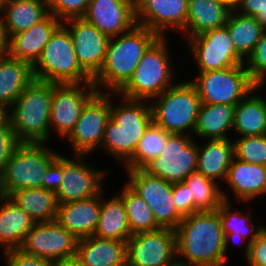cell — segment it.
I'll return each mask as SVG.
<instances>
[{
    "instance_id": "cell-1",
    "label": "cell",
    "mask_w": 266,
    "mask_h": 266,
    "mask_svg": "<svg viewBox=\"0 0 266 266\" xmlns=\"http://www.w3.org/2000/svg\"><path fill=\"white\" fill-rule=\"evenodd\" d=\"M175 232L178 266H225V235L218 210L184 216Z\"/></svg>"
},
{
    "instance_id": "cell-2",
    "label": "cell",
    "mask_w": 266,
    "mask_h": 266,
    "mask_svg": "<svg viewBox=\"0 0 266 266\" xmlns=\"http://www.w3.org/2000/svg\"><path fill=\"white\" fill-rule=\"evenodd\" d=\"M158 38L157 34L138 24L129 31L110 38L102 68L92 79L98 92H103L98 88L102 85L107 87V92L117 93L131 78L144 53Z\"/></svg>"
},
{
    "instance_id": "cell-3",
    "label": "cell",
    "mask_w": 266,
    "mask_h": 266,
    "mask_svg": "<svg viewBox=\"0 0 266 266\" xmlns=\"http://www.w3.org/2000/svg\"><path fill=\"white\" fill-rule=\"evenodd\" d=\"M123 98L121 105L111 103L102 144L111 156L126 163L153 121L149 101Z\"/></svg>"
},
{
    "instance_id": "cell-4",
    "label": "cell",
    "mask_w": 266,
    "mask_h": 266,
    "mask_svg": "<svg viewBox=\"0 0 266 266\" xmlns=\"http://www.w3.org/2000/svg\"><path fill=\"white\" fill-rule=\"evenodd\" d=\"M51 103V82L34 79L22 91L8 115V122L20 143H45L48 140Z\"/></svg>"
},
{
    "instance_id": "cell-5",
    "label": "cell",
    "mask_w": 266,
    "mask_h": 266,
    "mask_svg": "<svg viewBox=\"0 0 266 266\" xmlns=\"http://www.w3.org/2000/svg\"><path fill=\"white\" fill-rule=\"evenodd\" d=\"M67 27L62 22L56 28L40 57L32 65L35 79L56 84L92 82L77 61Z\"/></svg>"
},
{
    "instance_id": "cell-6",
    "label": "cell",
    "mask_w": 266,
    "mask_h": 266,
    "mask_svg": "<svg viewBox=\"0 0 266 266\" xmlns=\"http://www.w3.org/2000/svg\"><path fill=\"white\" fill-rule=\"evenodd\" d=\"M166 38L159 37L144 53L128 82L117 92L128 99L152 100L173 86Z\"/></svg>"
},
{
    "instance_id": "cell-7",
    "label": "cell",
    "mask_w": 266,
    "mask_h": 266,
    "mask_svg": "<svg viewBox=\"0 0 266 266\" xmlns=\"http://www.w3.org/2000/svg\"><path fill=\"white\" fill-rule=\"evenodd\" d=\"M155 101V102H154ZM152 121L171 134L191 135L195 130L200 98L190 81L174 84L153 98ZM189 131L185 133L186 130ZM191 129V130H190Z\"/></svg>"
},
{
    "instance_id": "cell-8",
    "label": "cell",
    "mask_w": 266,
    "mask_h": 266,
    "mask_svg": "<svg viewBox=\"0 0 266 266\" xmlns=\"http://www.w3.org/2000/svg\"><path fill=\"white\" fill-rule=\"evenodd\" d=\"M44 143H20L0 176V195L25 188H43L47 167L59 156Z\"/></svg>"
},
{
    "instance_id": "cell-9",
    "label": "cell",
    "mask_w": 266,
    "mask_h": 266,
    "mask_svg": "<svg viewBox=\"0 0 266 266\" xmlns=\"http://www.w3.org/2000/svg\"><path fill=\"white\" fill-rule=\"evenodd\" d=\"M244 65L222 70L199 72L196 79L190 81L196 88L200 103L238 104L248 93L260 89L249 76Z\"/></svg>"
},
{
    "instance_id": "cell-10",
    "label": "cell",
    "mask_w": 266,
    "mask_h": 266,
    "mask_svg": "<svg viewBox=\"0 0 266 266\" xmlns=\"http://www.w3.org/2000/svg\"><path fill=\"white\" fill-rule=\"evenodd\" d=\"M191 138L187 134H172L159 157L151 159L141 169L166 182H184L197 171L198 145Z\"/></svg>"
},
{
    "instance_id": "cell-11",
    "label": "cell",
    "mask_w": 266,
    "mask_h": 266,
    "mask_svg": "<svg viewBox=\"0 0 266 266\" xmlns=\"http://www.w3.org/2000/svg\"><path fill=\"white\" fill-rule=\"evenodd\" d=\"M127 172L129 181L126 184L150 207L157 224L175 230L184 216L173 203V183L151 176L142 169H127Z\"/></svg>"
},
{
    "instance_id": "cell-12",
    "label": "cell",
    "mask_w": 266,
    "mask_h": 266,
    "mask_svg": "<svg viewBox=\"0 0 266 266\" xmlns=\"http://www.w3.org/2000/svg\"><path fill=\"white\" fill-rule=\"evenodd\" d=\"M176 232L170 228L132 234L126 241V266H178Z\"/></svg>"
},
{
    "instance_id": "cell-13",
    "label": "cell",
    "mask_w": 266,
    "mask_h": 266,
    "mask_svg": "<svg viewBox=\"0 0 266 266\" xmlns=\"http://www.w3.org/2000/svg\"><path fill=\"white\" fill-rule=\"evenodd\" d=\"M111 93L97 92L84 106L73 130L67 136L74 155H85L102 144L111 113Z\"/></svg>"
},
{
    "instance_id": "cell-14",
    "label": "cell",
    "mask_w": 266,
    "mask_h": 266,
    "mask_svg": "<svg viewBox=\"0 0 266 266\" xmlns=\"http://www.w3.org/2000/svg\"><path fill=\"white\" fill-rule=\"evenodd\" d=\"M97 92L93 82L82 84L52 83L50 129L54 128V131L56 129L58 135L67 138L78 121L84 106Z\"/></svg>"
},
{
    "instance_id": "cell-15",
    "label": "cell",
    "mask_w": 266,
    "mask_h": 266,
    "mask_svg": "<svg viewBox=\"0 0 266 266\" xmlns=\"http://www.w3.org/2000/svg\"><path fill=\"white\" fill-rule=\"evenodd\" d=\"M188 39L199 72L245 65L243 64L245 60L236 52L225 26Z\"/></svg>"
},
{
    "instance_id": "cell-16",
    "label": "cell",
    "mask_w": 266,
    "mask_h": 266,
    "mask_svg": "<svg viewBox=\"0 0 266 266\" xmlns=\"http://www.w3.org/2000/svg\"><path fill=\"white\" fill-rule=\"evenodd\" d=\"M77 242L78 239L57 221L35 223L19 249L53 263L75 256Z\"/></svg>"
},
{
    "instance_id": "cell-17",
    "label": "cell",
    "mask_w": 266,
    "mask_h": 266,
    "mask_svg": "<svg viewBox=\"0 0 266 266\" xmlns=\"http://www.w3.org/2000/svg\"><path fill=\"white\" fill-rule=\"evenodd\" d=\"M70 160L63 156V179L56 192L58 204L74 202L103 194L101 181L107 172L92 169L81 155Z\"/></svg>"
},
{
    "instance_id": "cell-18",
    "label": "cell",
    "mask_w": 266,
    "mask_h": 266,
    "mask_svg": "<svg viewBox=\"0 0 266 266\" xmlns=\"http://www.w3.org/2000/svg\"><path fill=\"white\" fill-rule=\"evenodd\" d=\"M69 23L67 28L81 68L93 79L101 70L110 38L100 32L83 17L71 18L62 22Z\"/></svg>"
},
{
    "instance_id": "cell-19",
    "label": "cell",
    "mask_w": 266,
    "mask_h": 266,
    "mask_svg": "<svg viewBox=\"0 0 266 266\" xmlns=\"http://www.w3.org/2000/svg\"><path fill=\"white\" fill-rule=\"evenodd\" d=\"M187 11L188 0H135L136 24L145 26L159 37H165L164 32L170 27L183 32Z\"/></svg>"
},
{
    "instance_id": "cell-20",
    "label": "cell",
    "mask_w": 266,
    "mask_h": 266,
    "mask_svg": "<svg viewBox=\"0 0 266 266\" xmlns=\"http://www.w3.org/2000/svg\"><path fill=\"white\" fill-rule=\"evenodd\" d=\"M83 18L109 38L129 31L135 24V0H90Z\"/></svg>"
},
{
    "instance_id": "cell-21",
    "label": "cell",
    "mask_w": 266,
    "mask_h": 266,
    "mask_svg": "<svg viewBox=\"0 0 266 266\" xmlns=\"http://www.w3.org/2000/svg\"><path fill=\"white\" fill-rule=\"evenodd\" d=\"M62 22L48 13L30 29L12 35L7 40V54L32 65L40 57L51 35Z\"/></svg>"
},
{
    "instance_id": "cell-22",
    "label": "cell",
    "mask_w": 266,
    "mask_h": 266,
    "mask_svg": "<svg viewBox=\"0 0 266 266\" xmlns=\"http://www.w3.org/2000/svg\"><path fill=\"white\" fill-rule=\"evenodd\" d=\"M101 196L100 194L83 200L58 204L56 221L77 239L94 235L99 220Z\"/></svg>"
},
{
    "instance_id": "cell-23",
    "label": "cell",
    "mask_w": 266,
    "mask_h": 266,
    "mask_svg": "<svg viewBox=\"0 0 266 266\" xmlns=\"http://www.w3.org/2000/svg\"><path fill=\"white\" fill-rule=\"evenodd\" d=\"M76 256L84 266H126V242L94 235L81 238Z\"/></svg>"
},
{
    "instance_id": "cell-24",
    "label": "cell",
    "mask_w": 266,
    "mask_h": 266,
    "mask_svg": "<svg viewBox=\"0 0 266 266\" xmlns=\"http://www.w3.org/2000/svg\"><path fill=\"white\" fill-rule=\"evenodd\" d=\"M34 79L31 63L12 58L7 53L0 55V106L9 111Z\"/></svg>"
},
{
    "instance_id": "cell-25",
    "label": "cell",
    "mask_w": 266,
    "mask_h": 266,
    "mask_svg": "<svg viewBox=\"0 0 266 266\" xmlns=\"http://www.w3.org/2000/svg\"><path fill=\"white\" fill-rule=\"evenodd\" d=\"M3 12V13H2ZM0 13L7 40L15 34L30 29L48 14L46 0H4Z\"/></svg>"
},
{
    "instance_id": "cell-26",
    "label": "cell",
    "mask_w": 266,
    "mask_h": 266,
    "mask_svg": "<svg viewBox=\"0 0 266 266\" xmlns=\"http://www.w3.org/2000/svg\"><path fill=\"white\" fill-rule=\"evenodd\" d=\"M242 202L266 193V166L246 163L233 157L226 178Z\"/></svg>"
},
{
    "instance_id": "cell-27",
    "label": "cell",
    "mask_w": 266,
    "mask_h": 266,
    "mask_svg": "<svg viewBox=\"0 0 266 266\" xmlns=\"http://www.w3.org/2000/svg\"><path fill=\"white\" fill-rule=\"evenodd\" d=\"M0 245L3 251L19 249L35 222L7 196L0 195Z\"/></svg>"
},
{
    "instance_id": "cell-28",
    "label": "cell",
    "mask_w": 266,
    "mask_h": 266,
    "mask_svg": "<svg viewBox=\"0 0 266 266\" xmlns=\"http://www.w3.org/2000/svg\"><path fill=\"white\" fill-rule=\"evenodd\" d=\"M231 10L222 1L188 0L186 28L188 38L224 27Z\"/></svg>"
},
{
    "instance_id": "cell-29",
    "label": "cell",
    "mask_w": 266,
    "mask_h": 266,
    "mask_svg": "<svg viewBox=\"0 0 266 266\" xmlns=\"http://www.w3.org/2000/svg\"><path fill=\"white\" fill-rule=\"evenodd\" d=\"M234 157V144L230 139H210L204 146H198L197 172L216 182L226 180L228 169Z\"/></svg>"
},
{
    "instance_id": "cell-30",
    "label": "cell",
    "mask_w": 266,
    "mask_h": 266,
    "mask_svg": "<svg viewBox=\"0 0 266 266\" xmlns=\"http://www.w3.org/2000/svg\"><path fill=\"white\" fill-rule=\"evenodd\" d=\"M8 198L25 211L35 223L56 221L58 202L55 192L44 188H25L12 192Z\"/></svg>"
},
{
    "instance_id": "cell-31",
    "label": "cell",
    "mask_w": 266,
    "mask_h": 266,
    "mask_svg": "<svg viewBox=\"0 0 266 266\" xmlns=\"http://www.w3.org/2000/svg\"><path fill=\"white\" fill-rule=\"evenodd\" d=\"M236 105L201 103L193 134L204 139H229L226 135L233 129Z\"/></svg>"
},
{
    "instance_id": "cell-32",
    "label": "cell",
    "mask_w": 266,
    "mask_h": 266,
    "mask_svg": "<svg viewBox=\"0 0 266 266\" xmlns=\"http://www.w3.org/2000/svg\"><path fill=\"white\" fill-rule=\"evenodd\" d=\"M94 236L126 242L131 236L124 202L120 196L101 200L98 225Z\"/></svg>"
},
{
    "instance_id": "cell-33",
    "label": "cell",
    "mask_w": 266,
    "mask_h": 266,
    "mask_svg": "<svg viewBox=\"0 0 266 266\" xmlns=\"http://www.w3.org/2000/svg\"><path fill=\"white\" fill-rule=\"evenodd\" d=\"M233 130L241 137L266 135L265 98L248 93L236 104Z\"/></svg>"
},
{
    "instance_id": "cell-34",
    "label": "cell",
    "mask_w": 266,
    "mask_h": 266,
    "mask_svg": "<svg viewBox=\"0 0 266 266\" xmlns=\"http://www.w3.org/2000/svg\"><path fill=\"white\" fill-rule=\"evenodd\" d=\"M236 52L247 59L255 49L257 42L266 32L255 17L245 16L231 11L225 25Z\"/></svg>"
},
{
    "instance_id": "cell-35",
    "label": "cell",
    "mask_w": 266,
    "mask_h": 266,
    "mask_svg": "<svg viewBox=\"0 0 266 266\" xmlns=\"http://www.w3.org/2000/svg\"><path fill=\"white\" fill-rule=\"evenodd\" d=\"M230 206L231 205L229 201L223 200L217 209L219 212L222 229L225 235V255H226V250L228 248L227 245H228L230 238L231 240H234V241L235 239L239 240L242 238L243 240H245L248 236L253 234L250 240L248 241L247 247L245 249L246 251L245 257H247L249 253V244H251L258 237L263 227L260 226L259 228H257L256 232L254 233L255 231L254 228H250L251 226L253 227L254 224L248 223V221L251 219L249 218L250 215H243L241 211H235L232 213L230 212Z\"/></svg>"
},
{
    "instance_id": "cell-36",
    "label": "cell",
    "mask_w": 266,
    "mask_h": 266,
    "mask_svg": "<svg viewBox=\"0 0 266 266\" xmlns=\"http://www.w3.org/2000/svg\"><path fill=\"white\" fill-rule=\"evenodd\" d=\"M184 182L189 186L190 197L200 211L217 210L223 200H229L226 192L221 191L215 181L197 171L191 173Z\"/></svg>"
},
{
    "instance_id": "cell-37",
    "label": "cell",
    "mask_w": 266,
    "mask_h": 266,
    "mask_svg": "<svg viewBox=\"0 0 266 266\" xmlns=\"http://www.w3.org/2000/svg\"><path fill=\"white\" fill-rule=\"evenodd\" d=\"M119 196L124 202L131 234L154 231L161 227L157 224L153 212L145 201L127 184Z\"/></svg>"
},
{
    "instance_id": "cell-38",
    "label": "cell",
    "mask_w": 266,
    "mask_h": 266,
    "mask_svg": "<svg viewBox=\"0 0 266 266\" xmlns=\"http://www.w3.org/2000/svg\"><path fill=\"white\" fill-rule=\"evenodd\" d=\"M171 135L152 122L139 140L133 156L126 162V168L141 169L151 159L159 157Z\"/></svg>"
},
{
    "instance_id": "cell-39",
    "label": "cell",
    "mask_w": 266,
    "mask_h": 266,
    "mask_svg": "<svg viewBox=\"0 0 266 266\" xmlns=\"http://www.w3.org/2000/svg\"><path fill=\"white\" fill-rule=\"evenodd\" d=\"M234 144V157L246 163L266 166V135L242 136Z\"/></svg>"
},
{
    "instance_id": "cell-40",
    "label": "cell",
    "mask_w": 266,
    "mask_h": 266,
    "mask_svg": "<svg viewBox=\"0 0 266 266\" xmlns=\"http://www.w3.org/2000/svg\"><path fill=\"white\" fill-rule=\"evenodd\" d=\"M246 70L250 79L257 85L262 86L266 81V32L257 42L252 54L245 60Z\"/></svg>"
},
{
    "instance_id": "cell-41",
    "label": "cell",
    "mask_w": 266,
    "mask_h": 266,
    "mask_svg": "<svg viewBox=\"0 0 266 266\" xmlns=\"http://www.w3.org/2000/svg\"><path fill=\"white\" fill-rule=\"evenodd\" d=\"M48 13L60 21L81 18L85 15L90 0H46Z\"/></svg>"
},
{
    "instance_id": "cell-42",
    "label": "cell",
    "mask_w": 266,
    "mask_h": 266,
    "mask_svg": "<svg viewBox=\"0 0 266 266\" xmlns=\"http://www.w3.org/2000/svg\"><path fill=\"white\" fill-rule=\"evenodd\" d=\"M19 144L20 142L17 140L10 123L7 122L2 128H0V176L4 171L9 158Z\"/></svg>"
},
{
    "instance_id": "cell-43",
    "label": "cell",
    "mask_w": 266,
    "mask_h": 266,
    "mask_svg": "<svg viewBox=\"0 0 266 266\" xmlns=\"http://www.w3.org/2000/svg\"><path fill=\"white\" fill-rule=\"evenodd\" d=\"M173 203L176 209L183 215L188 216L200 210L194 205L190 197L189 186L185 182L173 183Z\"/></svg>"
},
{
    "instance_id": "cell-44",
    "label": "cell",
    "mask_w": 266,
    "mask_h": 266,
    "mask_svg": "<svg viewBox=\"0 0 266 266\" xmlns=\"http://www.w3.org/2000/svg\"><path fill=\"white\" fill-rule=\"evenodd\" d=\"M7 266H52L49 260L24 253L20 249L4 251Z\"/></svg>"
},
{
    "instance_id": "cell-45",
    "label": "cell",
    "mask_w": 266,
    "mask_h": 266,
    "mask_svg": "<svg viewBox=\"0 0 266 266\" xmlns=\"http://www.w3.org/2000/svg\"><path fill=\"white\" fill-rule=\"evenodd\" d=\"M246 260L250 266H266V227H263L258 237L249 244Z\"/></svg>"
},
{
    "instance_id": "cell-46",
    "label": "cell",
    "mask_w": 266,
    "mask_h": 266,
    "mask_svg": "<svg viewBox=\"0 0 266 266\" xmlns=\"http://www.w3.org/2000/svg\"><path fill=\"white\" fill-rule=\"evenodd\" d=\"M63 156L59 155L46 169L43 188L57 192L63 179Z\"/></svg>"
},
{
    "instance_id": "cell-47",
    "label": "cell",
    "mask_w": 266,
    "mask_h": 266,
    "mask_svg": "<svg viewBox=\"0 0 266 266\" xmlns=\"http://www.w3.org/2000/svg\"><path fill=\"white\" fill-rule=\"evenodd\" d=\"M255 17L257 22L266 31V0H243L236 12Z\"/></svg>"
},
{
    "instance_id": "cell-48",
    "label": "cell",
    "mask_w": 266,
    "mask_h": 266,
    "mask_svg": "<svg viewBox=\"0 0 266 266\" xmlns=\"http://www.w3.org/2000/svg\"><path fill=\"white\" fill-rule=\"evenodd\" d=\"M52 266H84L82 262L75 255L70 258H64L62 260L56 261L52 263Z\"/></svg>"
},
{
    "instance_id": "cell-49",
    "label": "cell",
    "mask_w": 266,
    "mask_h": 266,
    "mask_svg": "<svg viewBox=\"0 0 266 266\" xmlns=\"http://www.w3.org/2000/svg\"><path fill=\"white\" fill-rule=\"evenodd\" d=\"M7 52V38L3 29L2 17L0 18V55L6 54Z\"/></svg>"
},
{
    "instance_id": "cell-50",
    "label": "cell",
    "mask_w": 266,
    "mask_h": 266,
    "mask_svg": "<svg viewBox=\"0 0 266 266\" xmlns=\"http://www.w3.org/2000/svg\"><path fill=\"white\" fill-rule=\"evenodd\" d=\"M243 0H222V2L231 10L236 11Z\"/></svg>"
},
{
    "instance_id": "cell-51",
    "label": "cell",
    "mask_w": 266,
    "mask_h": 266,
    "mask_svg": "<svg viewBox=\"0 0 266 266\" xmlns=\"http://www.w3.org/2000/svg\"><path fill=\"white\" fill-rule=\"evenodd\" d=\"M8 111L0 106V128L8 122Z\"/></svg>"
}]
</instances>
